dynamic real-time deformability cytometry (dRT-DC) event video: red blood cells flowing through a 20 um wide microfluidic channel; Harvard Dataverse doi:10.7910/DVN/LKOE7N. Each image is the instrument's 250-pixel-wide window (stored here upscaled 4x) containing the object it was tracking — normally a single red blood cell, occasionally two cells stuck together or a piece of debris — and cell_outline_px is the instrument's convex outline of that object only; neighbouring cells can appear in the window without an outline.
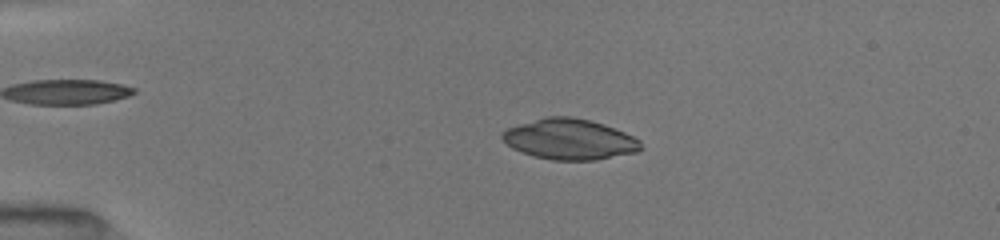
{"species": "common noctule bat (a hibernating species)", "species_latin": "Nyctalus noctula", "temperature_condition": "room temperature", "stored_images_in_passage": 82, "camera_frame_rate_fps": 3000, "um_per_image_px": 0.085, "animal": {"sex": "female", "body_mass_g": 19.5, "forearm_length_mm": 54.1}, "frame": {"image": 1, "passage_image": 15, "time_ms": 3.667, "image_size_px": [1000, 240], "cell_outline_px": [[644, 148], [636, 152], [596, 160], [552, 160], [532, 156], [512, 148], [500, 136], [508, 128], [544, 116], [572, 116], [604, 124], [624, 132], [640, 140]], "centroid_in_image_um": [48.43, 11.84], "position_along_channel_um": 36.6, "area_um2": 32.77}}
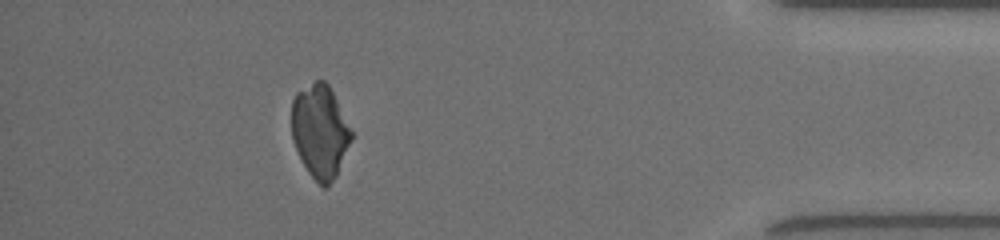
{"frame": {"image": 2, "passage_image": 70, "time_ms": 15.333, "image_size_px": [1000, 240], "cell_outline_px": [[352, 140], [336, 176], [328, 188], [324, 188], [308, 172], [292, 140], [292, 100], [296, 92], [316, 80], [324, 80], [328, 84], [352, 132]], "centroid_in_image_um": [27.2, 11.17], "position_along_channel_um": 408.0, "area_um2": 32.14}}